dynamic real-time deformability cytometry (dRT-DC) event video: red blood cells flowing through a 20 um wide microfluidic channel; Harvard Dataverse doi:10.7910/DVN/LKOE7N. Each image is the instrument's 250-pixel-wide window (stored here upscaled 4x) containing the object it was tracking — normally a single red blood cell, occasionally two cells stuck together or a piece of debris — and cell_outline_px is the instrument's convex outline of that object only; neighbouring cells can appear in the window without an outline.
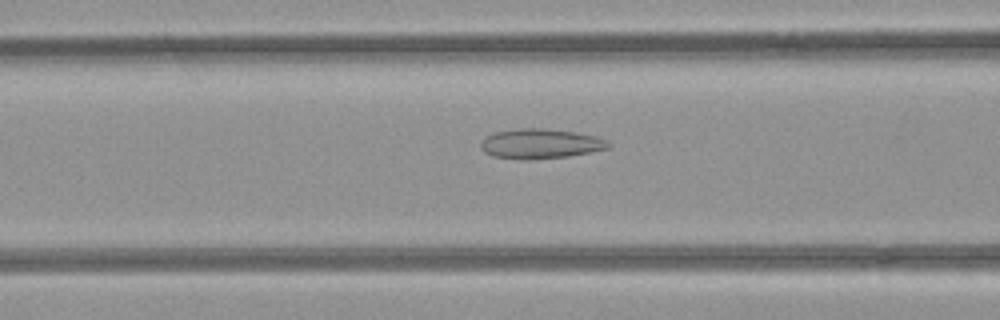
{"species": "common noctule bat (a hibernating species)", "species_latin": "Nyctalus noctula", "temperature_condition": "room temperature", "stored_images_in_passage": 52, "camera_frame_rate_fps": 3000, "um_per_image_px": 0.085, "animal": {"sex": "female", "body_mass_g": 21.9}, "frame": {"image": 1, "passage_image": 21, "time_ms": 6.667, "image_size_px": [1000, 320], "cell_outline_px": [[612, 144], [608, 148], [568, 156], [528, 160], [524, 160], [492, 156], [484, 152], [480, 148], [480, 144], [488, 136], [496, 132], [520, 128], [544, 128], [576, 132], [596, 136]], "centroid_in_image_um": [45.92, 12.22], "position_along_channel_um": 120.7, "area_um2": 22.02}}
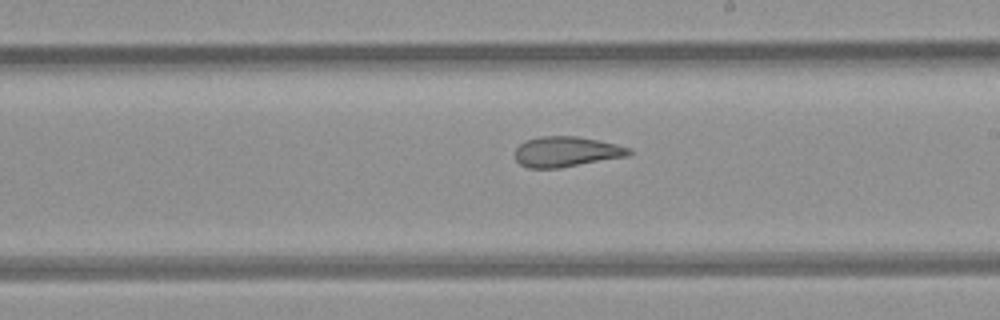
{"frame": {"image": 2, "passage_image": 30, "time_ms": 9.667, "image_size_px": [1000, 320], "cell_outline_px": [[632, 152], [628, 156], [560, 168], [528, 168], [520, 164], [516, 160], [516, 148], [520, 144], [528, 140], [540, 136], [576, 136], [616, 144], [632, 148]], "centroid_in_image_um": [48.15, 12.9], "position_along_channel_um": 240.8, "area_um2": 20.06}}
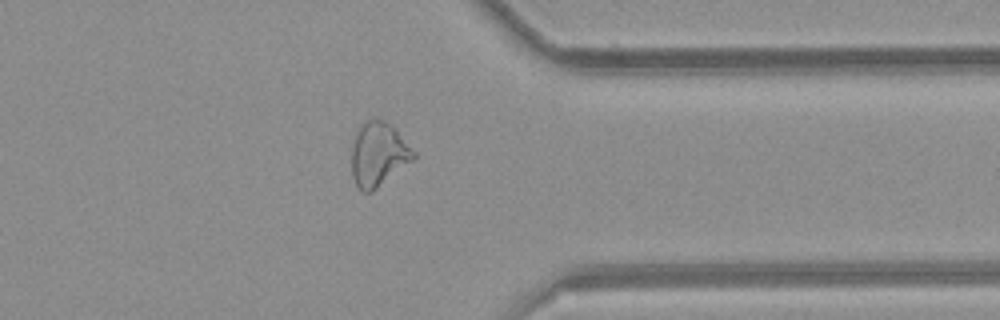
{"frame": {"image": 3, "passage_image": 41, "time_ms": 13.333, "image_size_px": [1000, 320], "cell_outline_px": [[416, 156], [412, 160], [372, 192], [364, 192], [356, 184], [352, 176], [352, 148], [356, 132], [372, 116], [388, 124], [416, 152]], "centroid_in_image_um": [32.14, 13.13], "position_along_channel_um": 379.3, "area_um2": 22.43}, "authors_computed_cell_mechanics": {"area_um2": 24.8829, "velocity_mm_per_s": 4.0041, "shape_relaxation_time_tau1_ms": null, "shape_relaxation_time_tau2_ms": 2.3091, "deformation_change_tau1": null, "deformation_change_tau2": 0.1067}}